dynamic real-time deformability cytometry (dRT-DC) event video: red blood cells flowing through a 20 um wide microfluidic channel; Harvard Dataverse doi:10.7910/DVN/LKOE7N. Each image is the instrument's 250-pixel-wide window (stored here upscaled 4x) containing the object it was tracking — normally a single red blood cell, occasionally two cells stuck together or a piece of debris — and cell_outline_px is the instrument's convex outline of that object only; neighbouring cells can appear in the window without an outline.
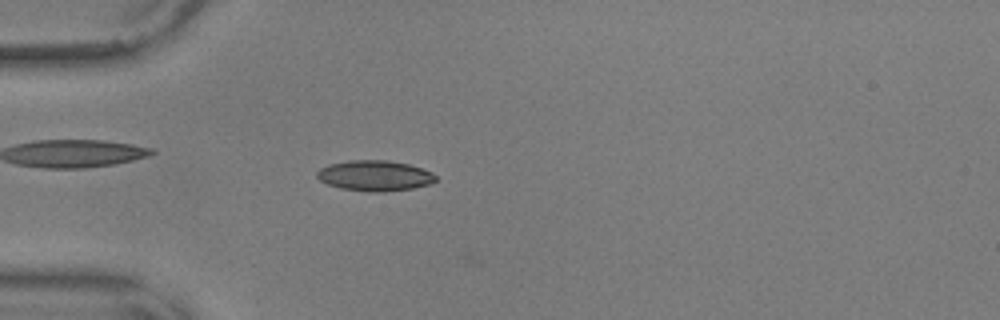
{"species": "common noctule bat (a hibernating species)", "species_latin": "Nyctalus noctula", "temperature_condition": "warm", "stored_images_in_passage": 55, "camera_frame_rate_fps": 3000, "um_per_image_px": 0.085, "animal": {"sex": "male", "body_mass_g": 17.9, "forearm_length_mm": 54.2}, "frame": {"image": 1, "passage_image": 16, "time_ms": 5.0, "image_size_px": [1000, 320], "cell_outline_px": [[436, 180], [428, 184], [412, 188], [380, 192], [368, 192], [340, 188], [328, 184], [320, 180], [316, 176], [316, 172], [320, 168], [328, 164], [348, 160], [388, 160], [408, 164], [432, 172], [436, 176]], "centroid_in_image_um": [31.81, 14.92], "position_along_channel_um": 53.2, "area_um2": 21.1}}
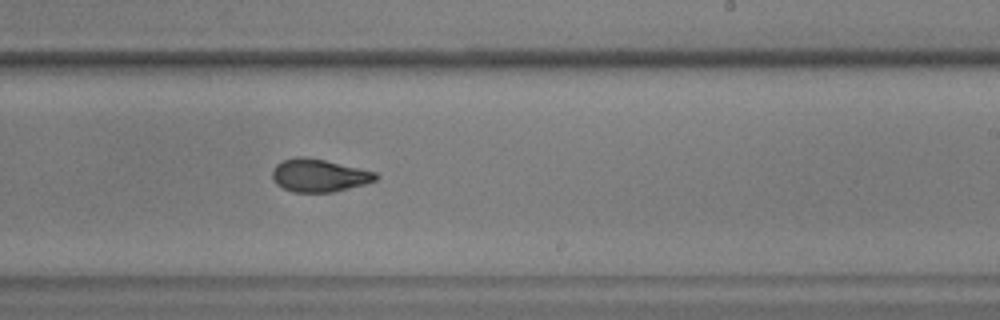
{"frame": {"image": 2, "passage_image": 34, "time_ms": 11.0, "image_size_px": [1000, 320], "cell_outline_px": [[380, 176], [376, 180], [364, 184], [332, 192], [292, 192], [276, 184], [272, 176], [272, 168], [276, 164], [284, 160], [296, 156], [304, 156], [324, 160], [376, 172]], "centroid_in_image_um": [27.09, 14.91], "position_along_channel_um": 261.9, "area_um2": 19.71}}
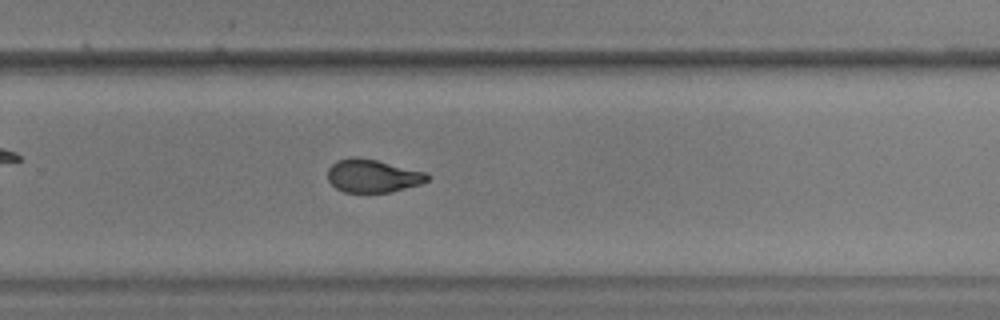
{"frame": {"image": 3, "passage_image": 37, "time_ms": 12.0, "image_size_px": [1000, 320], "cell_outline_px": [[432, 176], [428, 180], [420, 184], [388, 192], [344, 192], [336, 188], [328, 180], [328, 168], [336, 160], [352, 156], [356, 156], [376, 160], [428, 172]], "centroid_in_image_um": [31.69, 14.93], "position_along_channel_um": 298.1, "area_um2": 19.31}, "authors_computed_cell_mechanics": {"area_um2": 19.9988, "velocity_mm_per_s": 3.6418, "shape_relaxation_time_tau1_ms": 6.0183, "shape_relaxation_time_tau2_ms": 2.1005, "deformation_change_tau1": 0.1726, "deformation_change_tau2": 0.0783}}